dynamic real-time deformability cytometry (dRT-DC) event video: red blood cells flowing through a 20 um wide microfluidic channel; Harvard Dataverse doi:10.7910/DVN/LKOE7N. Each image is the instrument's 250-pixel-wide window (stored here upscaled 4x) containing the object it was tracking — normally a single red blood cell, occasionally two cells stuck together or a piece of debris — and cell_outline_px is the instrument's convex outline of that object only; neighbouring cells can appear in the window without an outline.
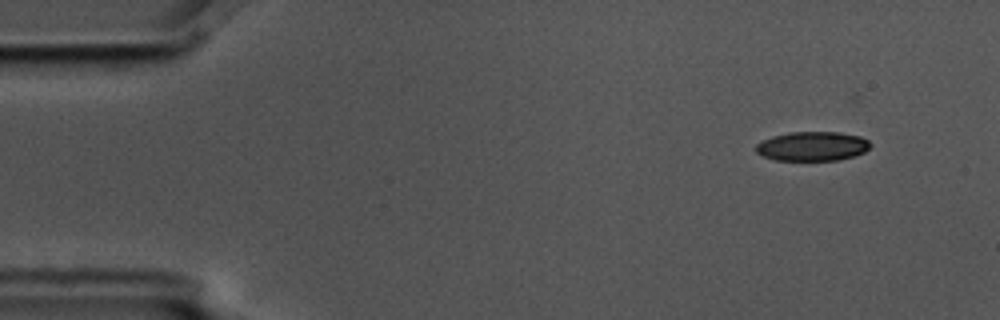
{"species": "common noctule bat (a hibernating species)", "species_latin": "Nyctalus noctula", "temperature_condition": "cold", "stored_images_in_passage": 4, "camera_frame_rate_fps": 3000, "um_per_image_px": 0.085, "animal": {"sex": "male", "body_mass_g": 17.5, "forearm_length_mm": 52.3}, "frame": {"image": 1, "passage_image": 1, "time_ms": 0.0, "image_size_px": [1000, 320], "cell_outline_px": [[872, 144], [864, 152], [852, 156], [836, 160], [776, 160], [764, 156], [756, 152], [756, 144], [772, 136], [788, 132], [840, 132], [860, 136], [868, 140]], "centroid_in_image_um": [69.06, 12.42], "position_along_channel_um": 15.9, "area_um2": 19.42}}
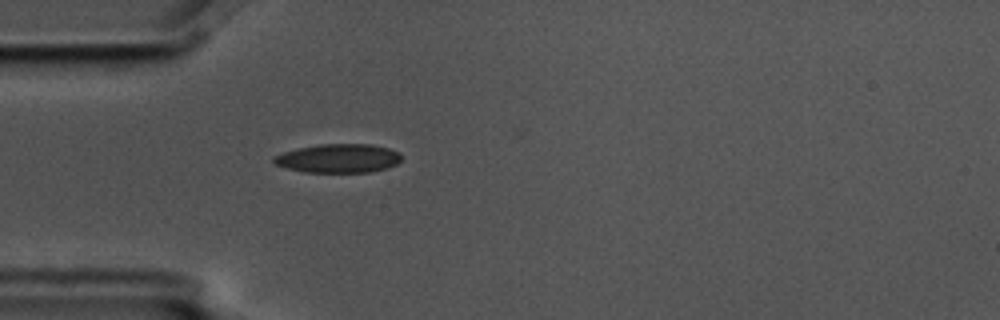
{"frame": {"image": 2, "passage_image": 4, "time_ms": 1.0, "image_size_px": [1000, 320], "cell_outline_px": [[400, 160], [396, 164], [388, 168], [368, 172], [304, 172], [288, 168], [276, 164], [272, 160], [276, 156], [284, 152], [300, 148], [320, 144], [372, 144], [388, 148], [400, 152]], "centroid_in_image_um": [28.81, 13.46], "position_along_channel_um": 56.2, "area_um2": 21.21}}